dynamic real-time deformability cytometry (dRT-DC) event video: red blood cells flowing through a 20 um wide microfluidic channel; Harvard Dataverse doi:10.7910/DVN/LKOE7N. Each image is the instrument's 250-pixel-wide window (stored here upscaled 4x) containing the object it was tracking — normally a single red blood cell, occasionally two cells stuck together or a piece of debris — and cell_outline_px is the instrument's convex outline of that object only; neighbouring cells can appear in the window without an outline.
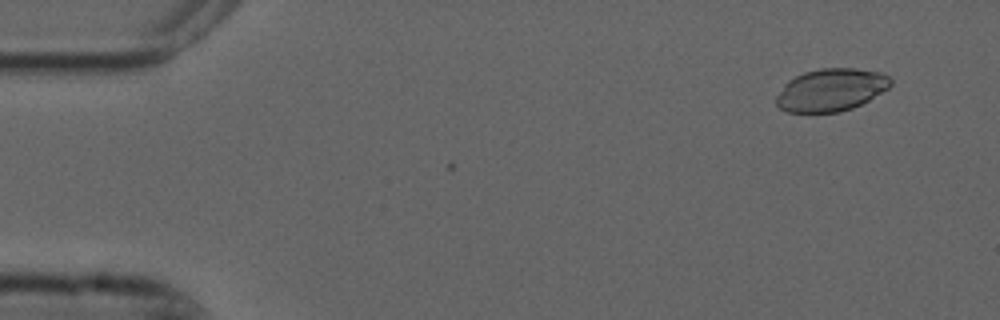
{"species": "common noctule bat (a hibernating species)", "species_latin": "Nyctalus noctula", "temperature_condition": "cold", "stored_images_in_passage": 3, "camera_frame_rate_fps": 3000, "um_per_image_px": 0.085, "animal": {"sex": "male", "forearm_length_mm": 52.5}, "frame": {"image": 1, "passage_image": 2, "time_ms": 0.333, "image_size_px": [1000, 320], "cell_outline_px": [[892, 84], [888, 88], [868, 100], [852, 108], [840, 112], [788, 112], [780, 108], [776, 104], [776, 96], [784, 84], [788, 80], [804, 72], [820, 68], [856, 68], [880, 72], [888, 76], [892, 80]], "centroid_in_image_um": [70.63, 7.63], "position_along_channel_um": 14.4, "area_um2": 28.32}}